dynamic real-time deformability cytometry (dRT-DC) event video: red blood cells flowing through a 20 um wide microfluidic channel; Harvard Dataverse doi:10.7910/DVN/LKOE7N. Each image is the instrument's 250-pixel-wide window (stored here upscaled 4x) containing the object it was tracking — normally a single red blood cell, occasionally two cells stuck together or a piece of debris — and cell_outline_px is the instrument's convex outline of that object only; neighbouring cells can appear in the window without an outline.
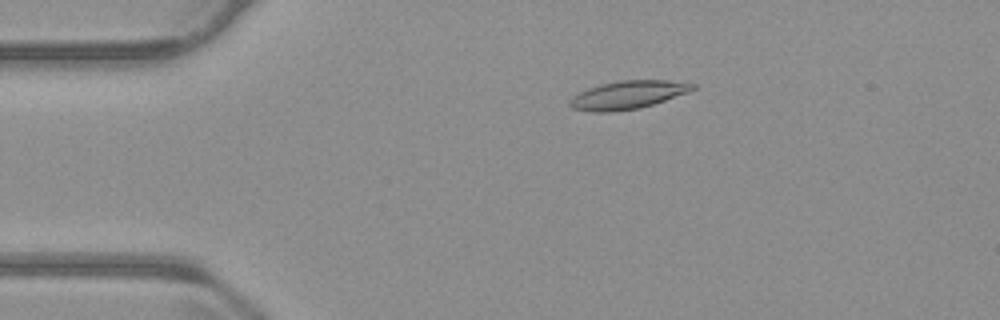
{"species": "common noctule bat (a hibernating species)", "species_latin": "Nyctalus noctula", "temperature_condition": "warm", "stored_images_in_passage": 55, "camera_frame_rate_fps": 3000, "um_per_image_px": 0.085, "animal": {"sex": "male", "body_mass_g": 23.1, "forearm_length_mm": 52.7}, "frame": {"image": 1, "passage_image": 11, "time_ms": 3.333, "image_size_px": [1000, 320], "cell_outline_px": [[696, 88], [688, 92], [640, 108], [612, 112], [592, 112], [572, 108], [568, 104], [568, 100], [572, 96], [588, 88], [600, 84], [620, 80], [668, 80], [696, 84]], "centroid_in_image_um": [53.32, 8.06], "position_along_channel_um": 31.7, "area_um2": 20.17}}
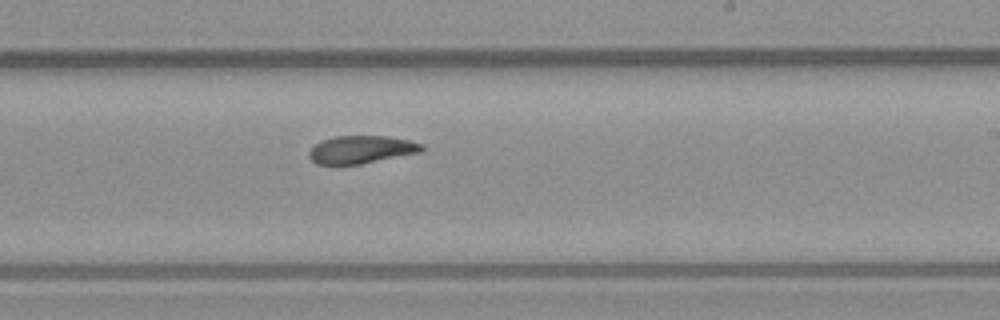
{"frame": {"image": 2, "passage_image": 33, "time_ms": 10.667, "image_size_px": [1000, 320], "cell_outline_px": [[424, 148], [420, 152], [360, 164], [316, 164], [308, 156], [308, 152], [320, 140], [336, 136], [384, 136], [408, 140], [424, 144]], "centroid_in_image_um": [30.69, 12.71], "position_along_channel_um": 258.3, "area_um2": 18.09}}
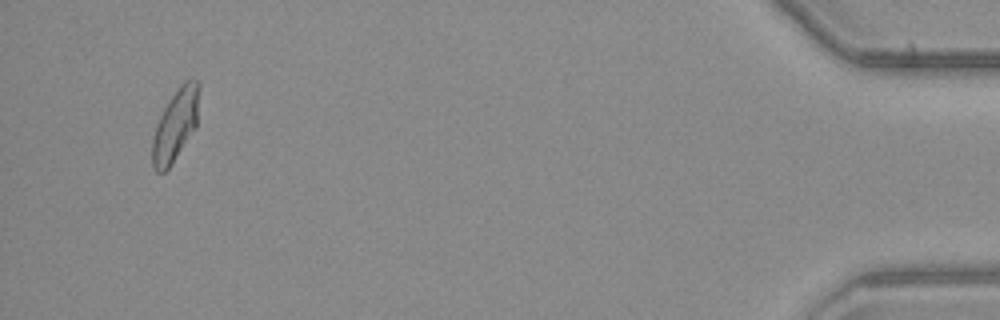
{"frame": {"image": 3, "passage_image": 53, "time_ms": 17.333, "image_size_px": [1000, 320], "cell_outline_px": [[200, 88], [196, 128], [168, 168], [164, 172], [156, 172], [152, 164], [152, 140], [156, 124], [164, 108], [180, 84], [184, 80], [196, 80], [200, 84]], "centroid_in_image_um": [14.92, 10.61], "position_along_channel_um": 420.3, "area_um2": 19.48}}